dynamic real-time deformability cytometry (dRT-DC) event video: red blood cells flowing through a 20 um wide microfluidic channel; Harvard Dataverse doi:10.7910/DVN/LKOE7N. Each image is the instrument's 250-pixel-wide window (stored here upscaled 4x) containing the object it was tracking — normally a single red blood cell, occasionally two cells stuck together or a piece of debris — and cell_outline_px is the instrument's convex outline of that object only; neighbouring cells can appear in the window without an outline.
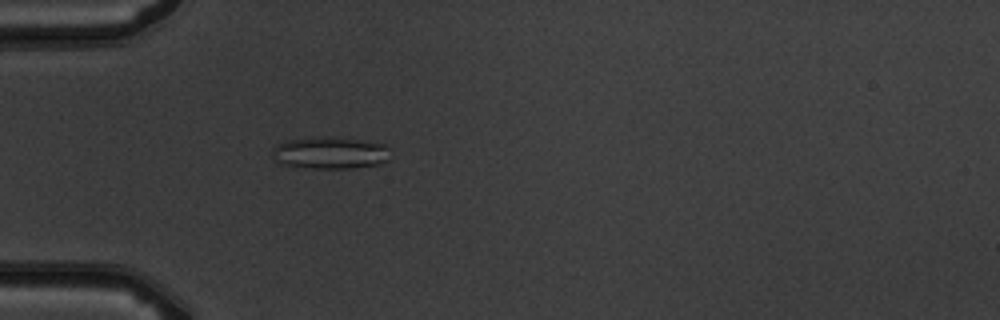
{"species": "common noctule bat (a hibernating species)", "species_latin": "Nyctalus noctula", "temperature_condition": "warm", "stored_images_in_passage": 5, "camera_frame_rate_fps": 3000, "um_per_image_px": 0.085, "animal": {"sex": "male", "body_mass_g": 19.5, "forearm_length_mm": 54.6}, "frame": {"image": 1, "passage_image": 5, "time_ms": 5.333, "image_size_px": [1000, 320], "cell_outline_px": [[388, 160], [380, 164], [348, 168], [312, 168], [280, 164], [272, 160], [272, 148], [276, 144], [284, 140], [312, 136], [328, 136], [388, 144]], "centroid_in_image_um": [27.98, 12.97], "position_along_channel_um": 57.0, "area_um2": 22.43}}